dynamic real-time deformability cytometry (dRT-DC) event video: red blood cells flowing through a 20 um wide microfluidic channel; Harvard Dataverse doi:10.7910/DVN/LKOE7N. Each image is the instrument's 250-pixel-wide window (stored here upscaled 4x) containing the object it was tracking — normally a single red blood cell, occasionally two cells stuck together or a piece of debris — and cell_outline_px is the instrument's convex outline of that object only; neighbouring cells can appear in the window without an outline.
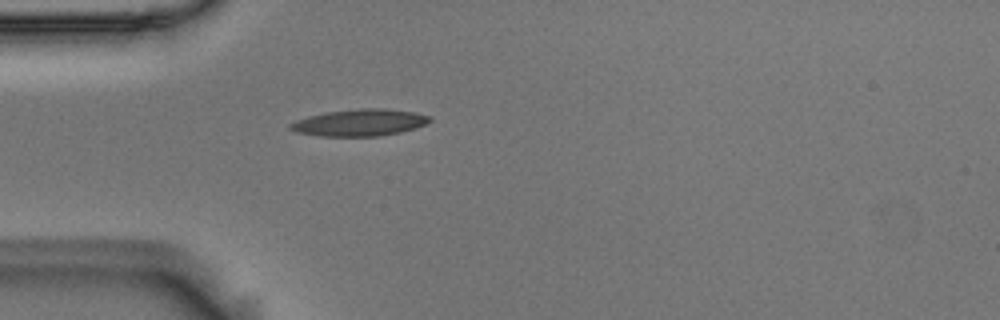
{"species": "Egyptian fruit bat (a non-hibernating species)", "species_latin": "Rousettus aegyptiacus", "temperature_condition": "room temperature", "stored_images_in_passage": 40, "camera_frame_rate_fps": 3000, "um_per_image_px": 0.085, "animal": {"sex": "male"}, "frame": {"image": 1, "passage_image": 1, "time_ms": 0.0, "image_size_px": [1000, 320], "cell_outline_px": [[432, 120], [416, 128], [400, 132], [376, 136], [320, 136], [296, 132], [288, 128], [288, 124], [296, 120], [308, 116], [328, 112], [360, 108], [384, 108], [412, 112], [432, 116]], "centroid_in_image_um": [30.56, 10.42], "position_along_channel_um": 54.4, "area_um2": 21.73}}
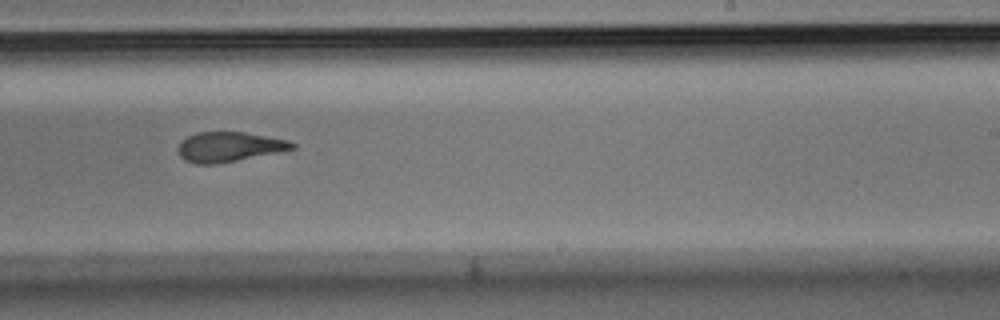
{"frame": {"image": 2, "passage_image": 19, "time_ms": 6.0, "image_size_px": [1000, 320], "cell_outline_px": [[296, 148], [280, 152], [236, 160], [212, 164], [196, 164], [184, 160], [180, 156], [176, 148], [180, 140], [196, 132], [244, 132], [288, 140], [296, 144]], "centroid_in_image_um": [19.44, 12.47], "position_along_channel_um": 269.6, "area_um2": 19.88}}
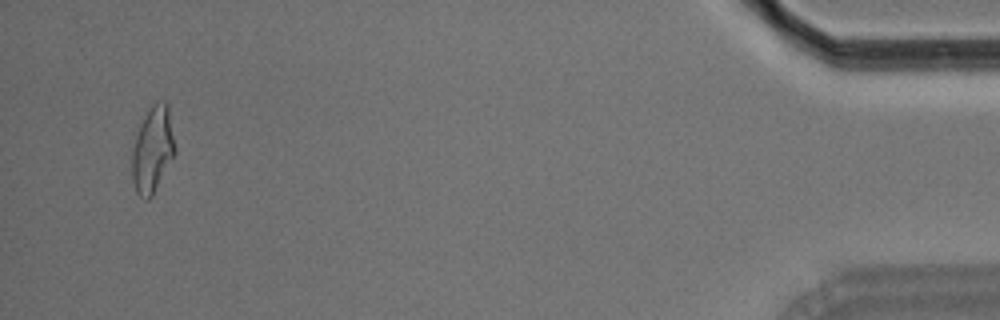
{"frame": {"image": 3, "passage_image": 38, "time_ms": 12.333, "image_size_px": [1000, 320], "cell_outline_px": [[176, 152], [152, 196], [148, 200], [140, 196], [136, 192], [132, 180], [132, 148], [140, 124], [152, 104], [156, 100], [164, 100], [168, 104], [176, 148]], "centroid_in_image_um": [12.98, 12.69], "position_along_channel_um": 422.2, "area_um2": 21.62}, "authors_computed_cell_mechanics": {"area_um2": 20.6924, "velocity_mm_per_s": 3.681, "shape_relaxation_time_tau1_ms": 6.6783, "shape_relaxation_time_tau2_ms": 2.672, "deformation_change_tau1": 0.2058, "deformation_change_tau2": 0.1164}}